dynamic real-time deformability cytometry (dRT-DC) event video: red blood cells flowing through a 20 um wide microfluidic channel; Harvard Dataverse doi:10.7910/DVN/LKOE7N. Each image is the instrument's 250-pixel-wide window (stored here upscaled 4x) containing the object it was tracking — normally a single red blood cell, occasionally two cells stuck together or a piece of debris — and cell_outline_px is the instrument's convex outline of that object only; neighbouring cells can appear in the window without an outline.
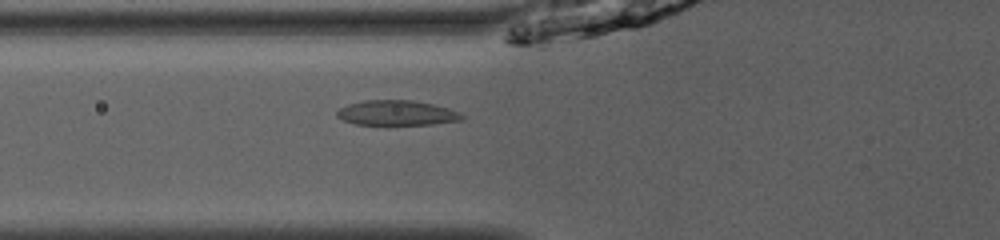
{"species": "common noctule bat (a hibernating species)", "species_latin": "Nyctalus noctula", "temperature_condition": "room temperature", "stored_images_in_passage": 34, "camera_frame_rate_fps": 3000, "um_per_image_px": 0.085, "animal": {"sex": "male", "body_mass_g": 13.0, "forearm_length_mm": 53.1}, "frame": {"image": 1, "passage_image": 5, "time_ms": 1.333, "image_size_px": [1000, 240], "cell_outline_px": [[464, 120], [432, 124], [356, 124], [344, 120], [336, 116], [336, 112], [340, 108], [348, 104], [364, 100], [412, 100], [432, 104], [448, 108], [460, 112], [464, 116]], "centroid_in_image_um": [33.74, 9.59], "position_along_channel_um": 92.1, "area_um2": 18.09}}
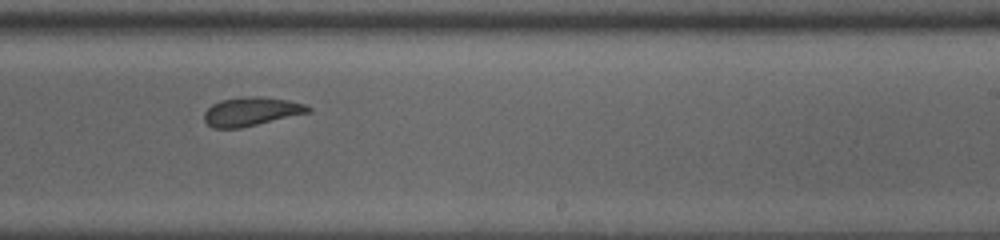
{"frame": {"image": 2, "passage_image": 18, "time_ms": 5.667, "image_size_px": [1000, 240], "cell_outline_px": [[312, 112], [240, 128], [212, 128], [204, 120], [204, 112], [212, 104], [220, 100], [240, 96], [256, 96], [288, 100], [304, 104], [312, 108]], "centroid_in_image_um": [21.35, 9.47], "position_along_channel_um": 267.6, "area_um2": 17.51}}
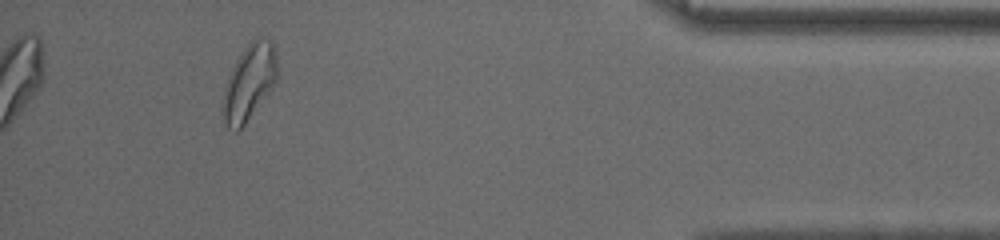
{"frame": {"image": 3, "passage_image": 32, "time_ms": 10.333, "image_size_px": [1000, 240], "cell_outline_px": [[276, 80], [272, 88], [240, 132], [236, 132], [228, 128], [224, 120], [220, 108], [224, 88], [232, 68], [248, 44], [252, 40], [260, 36], [268, 40], [272, 44], [276, 56]], "centroid_in_image_um": [21.14, 7.08], "position_along_channel_um": 414.1, "area_um2": 23.99}}